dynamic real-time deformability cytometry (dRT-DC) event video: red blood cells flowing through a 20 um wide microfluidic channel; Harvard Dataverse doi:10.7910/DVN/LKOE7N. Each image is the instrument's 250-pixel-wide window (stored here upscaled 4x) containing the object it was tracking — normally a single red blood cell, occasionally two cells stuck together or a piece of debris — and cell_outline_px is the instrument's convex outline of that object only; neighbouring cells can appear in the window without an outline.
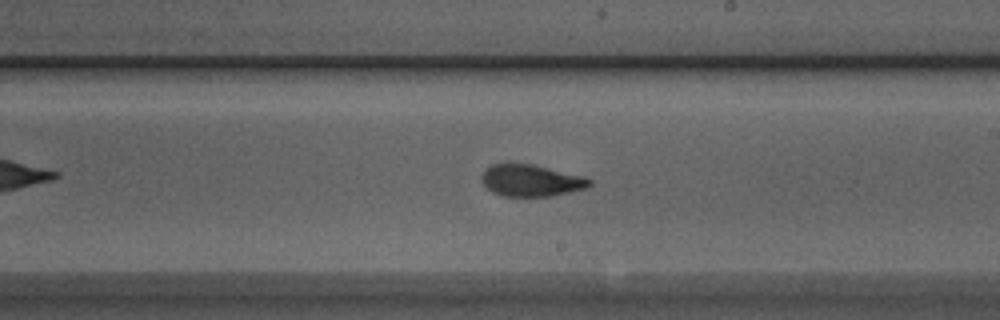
{"species": "Egyptian fruit bat (a non-hibernating species)", "species_latin": "Rousettus aegyptiacus", "temperature_condition": "room temperature", "stored_images_in_passage": 39, "camera_frame_rate_fps": 3000, "um_per_image_px": 0.085, "animal": {"sex": "male"}, "frame": {"image": 1, "passage_image": 28, "time_ms": 9.0, "image_size_px": [1000, 320], "cell_outline_px": [[592, 184], [588, 188], [552, 196], [504, 196], [492, 192], [480, 180], [480, 176], [484, 168], [492, 164], [508, 160], [532, 164], [584, 176], [592, 180]], "centroid_in_image_um": [45.09, 15.3], "position_along_channel_um": 243.9, "area_um2": 20.69}}